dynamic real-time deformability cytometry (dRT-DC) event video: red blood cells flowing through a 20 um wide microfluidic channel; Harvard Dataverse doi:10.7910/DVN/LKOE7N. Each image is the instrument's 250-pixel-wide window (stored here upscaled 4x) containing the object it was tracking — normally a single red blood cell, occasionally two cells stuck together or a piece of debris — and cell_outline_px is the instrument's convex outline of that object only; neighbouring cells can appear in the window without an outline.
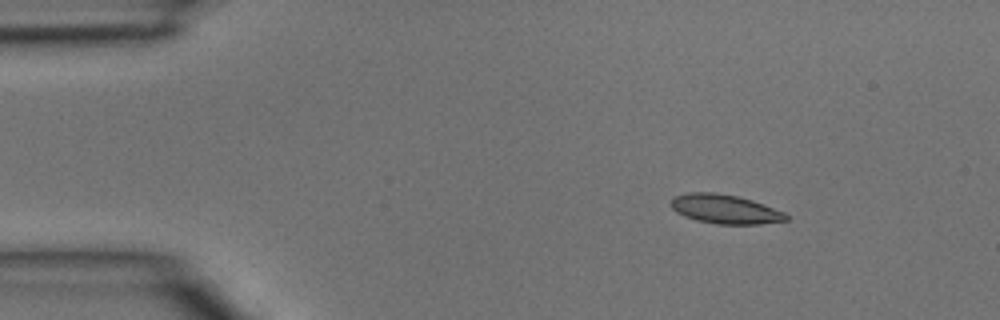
{"species": "common noctule bat (a hibernating species)", "species_latin": "Nyctalus noctula", "temperature_condition": "room temperature", "stored_images_in_passage": 3, "camera_frame_rate_fps": 3000, "um_per_image_px": 0.085, "animal": {"sex": "male", "body_mass_g": 15.6}, "frame": {"image": 1, "passage_image": 1, "time_ms": 0.0, "image_size_px": [1000, 320], "cell_outline_px": [[788, 220], [760, 224], [716, 224], [696, 220], [684, 216], [676, 212], [672, 208], [672, 200], [676, 196], [688, 192], [712, 192], [740, 196], [752, 200], [784, 212], [788, 216]], "centroid_in_image_um": [61.63, 17.77], "position_along_channel_um": 23.4, "area_um2": 19.48}}